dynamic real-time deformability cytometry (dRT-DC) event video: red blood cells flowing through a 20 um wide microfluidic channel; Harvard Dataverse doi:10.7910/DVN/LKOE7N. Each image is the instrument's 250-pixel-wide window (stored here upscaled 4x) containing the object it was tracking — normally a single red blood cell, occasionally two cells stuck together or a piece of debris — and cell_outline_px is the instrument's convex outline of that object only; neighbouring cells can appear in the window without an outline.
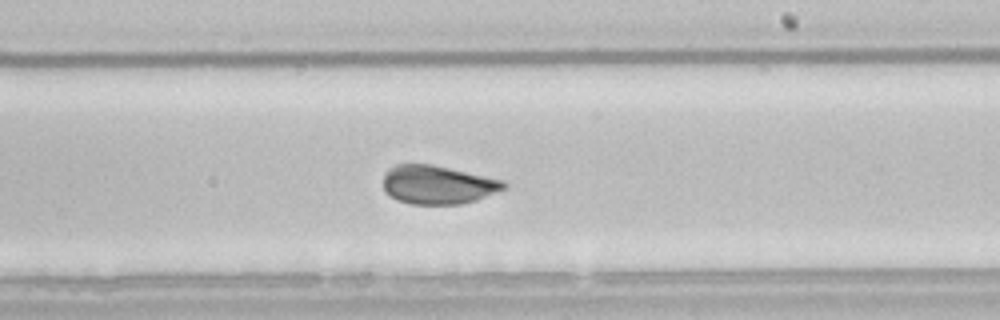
{"species": "common noctule bat (a hibernating species)", "species_latin": "Nyctalus noctula", "temperature_condition": "room temperature", "stored_images_in_passage": 54, "camera_frame_rate_fps": 3000, "um_per_image_px": 0.085, "animal": {"sex": "male", "body_mass_g": 21.5, "forearm_length_mm": 52.0}, "frame": {"image": 1, "passage_image": 31, "time_ms": 10.0, "image_size_px": [1000, 320], "cell_outline_px": [[508, 188], [476, 200], [460, 204], [412, 204], [396, 200], [388, 196], [384, 192], [384, 172], [388, 168], [396, 164], [432, 164], [504, 180], [508, 184]], "centroid_in_image_um": [37.2, 15.7], "position_along_channel_um": 251.8, "area_um2": 27.46}}
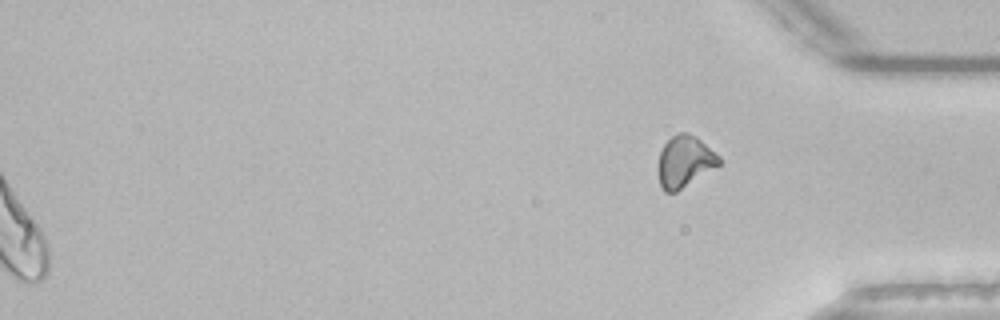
{"frame": {"image": 2, "passage_image": 54, "time_ms": 17.667, "image_size_px": [1000, 320], "cell_outline_px": [[720, 164], [676, 192], [664, 192], [660, 188], [656, 168], [660, 152], [664, 144], [676, 132], [688, 132], [696, 136], [720, 156]], "centroid_in_image_um": [58.15, 13.72], "position_along_channel_um": 377.1, "area_um2": 18.5}, "authors_computed_cell_mechanics": {"area_um2": 28.4954, "velocity_mm_per_s": 3.8026, "shape_relaxation_time_tau1_ms": 4.0885, "shape_relaxation_time_tau2_ms": null, "deformation_change_tau1": 0.164, "deformation_change_tau2": null}}